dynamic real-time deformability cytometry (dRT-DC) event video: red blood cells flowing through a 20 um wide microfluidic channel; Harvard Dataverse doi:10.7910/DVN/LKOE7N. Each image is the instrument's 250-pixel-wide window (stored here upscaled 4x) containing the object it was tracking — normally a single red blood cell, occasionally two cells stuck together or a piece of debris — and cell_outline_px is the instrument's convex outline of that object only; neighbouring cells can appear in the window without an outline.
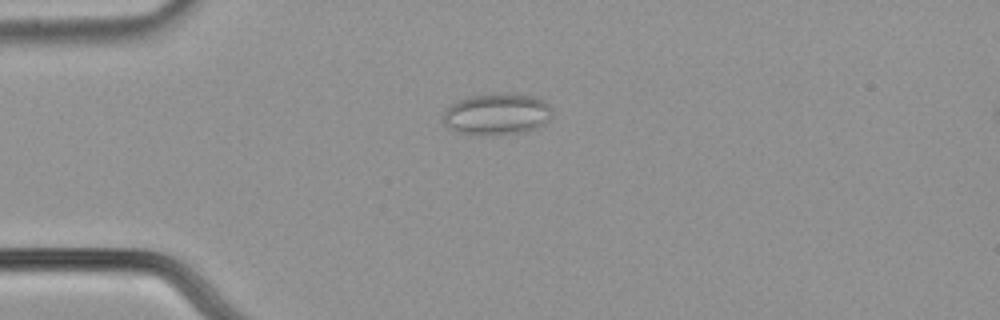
{"species": "common noctule bat (a hibernating species)", "species_latin": "Nyctalus noctula", "temperature_condition": "cold", "stored_images_in_passage": 54, "camera_frame_rate_fps": 3000, "um_per_image_px": 0.085, "animal": {"sex": "male", "body_mass_g": 21.5, "forearm_length_mm": 52.0}, "frame": {"image": 1, "passage_image": 14, "time_ms": 4.333, "image_size_px": [1000, 320], "cell_outline_px": [[552, 108], [548, 120], [540, 128], [528, 132], [484, 136], [480, 136], [460, 132], [448, 128], [444, 124], [444, 112], [452, 104], [468, 96], [532, 96], [544, 100]], "centroid_in_image_um": [42.25, 9.77], "position_along_channel_um": 42.7, "area_um2": 25.84}}
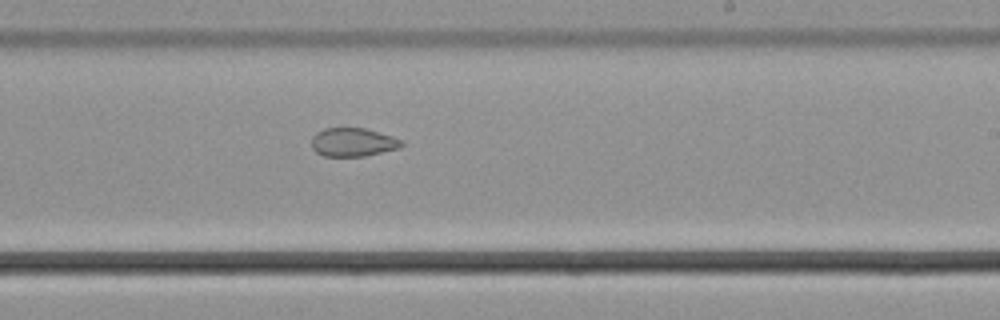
{"frame": {"image": 2, "passage_image": 33, "time_ms": 10.667, "image_size_px": [1000, 320], "cell_outline_px": [[404, 144], [400, 148], [364, 156], [324, 156], [316, 152], [312, 148], [312, 136], [316, 132], [324, 128], [364, 128], [392, 136], [404, 140]], "centroid_in_image_um": [30.01, 12.08], "position_along_channel_um": 259.0, "area_um2": 15.03}}
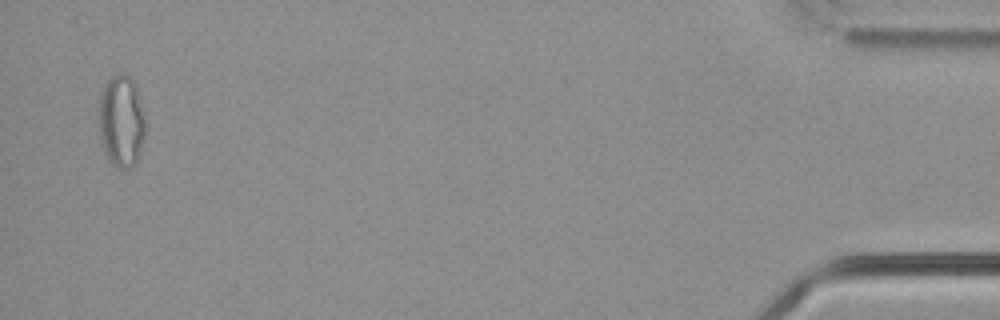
{"frame": {"image": 3, "passage_image": 53, "time_ms": 17.333, "image_size_px": [1000, 320], "cell_outline_px": [[148, 124], [140, 152], [136, 164], [132, 168], [120, 168], [112, 164], [104, 148], [100, 136], [100, 96], [104, 84], [112, 76], [120, 72], [124, 72], [136, 84]], "centroid_in_image_um": [10.38, 10.27], "position_along_channel_um": 424.8, "area_um2": 25.26}, "authors_computed_cell_mechanics": {"area_um2": 20.8658, "velocity_mm_per_s": 3.8013, "shape_relaxation_time_tau1_ms": null, "shape_relaxation_time_tau2_ms": 2.8522, "deformation_change_tau1": null, "deformation_change_tau2": 0.0825}}